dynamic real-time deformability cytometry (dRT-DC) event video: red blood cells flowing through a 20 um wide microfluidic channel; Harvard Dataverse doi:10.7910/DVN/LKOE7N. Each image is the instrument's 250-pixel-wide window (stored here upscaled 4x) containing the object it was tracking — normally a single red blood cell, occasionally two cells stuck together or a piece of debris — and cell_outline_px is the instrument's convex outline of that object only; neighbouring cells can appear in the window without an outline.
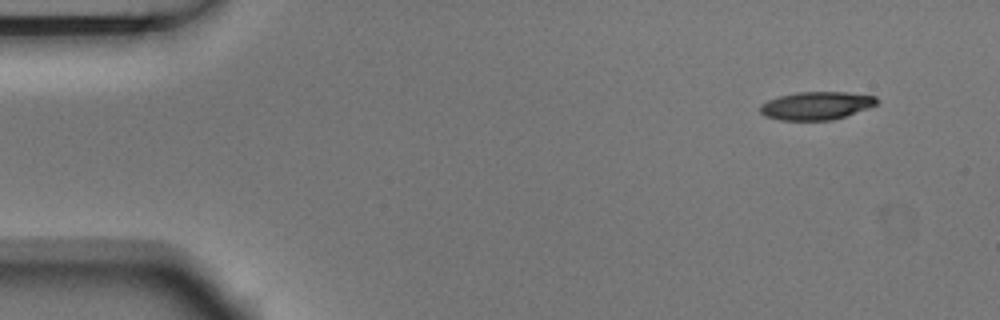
{"species": "Egyptian fruit bat (a non-hibernating species)", "species_latin": "Rousettus aegyptiacus", "temperature_condition": "room temperature", "stored_images_in_passage": 4, "camera_frame_rate_fps": 3000, "um_per_image_px": 0.085, "animal": {"sex": "male"}, "frame": {"image": 1, "passage_image": 1, "time_ms": 0.0, "image_size_px": [1000, 320], "cell_outline_px": [[880, 100], [876, 104], [868, 108], [832, 120], [780, 120], [764, 116], [760, 112], [760, 104], [768, 100], [780, 96], [796, 92], [844, 92], [876, 96]], "centroid_in_image_um": [69.37, 8.98], "position_along_channel_um": 15.6, "area_um2": 19.02}}
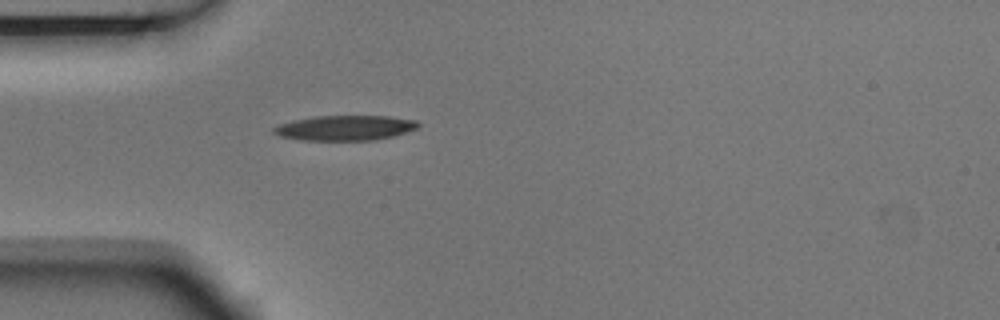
{"frame": {"image": 2, "passage_image": 4, "time_ms": 1.0, "image_size_px": [1000, 320], "cell_outline_px": [[420, 124], [416, 128], [392, 136], [372, 140], [300, 140], [280, 136], [272, 132], [272, 128], [280, 124], [292, 120], [316, 116], [388, 116], [416, 120]], "centroid_in_image_um": [29.28, 10.86], "position_along_channel_um": 55.7, "area_um2": 20.92}}